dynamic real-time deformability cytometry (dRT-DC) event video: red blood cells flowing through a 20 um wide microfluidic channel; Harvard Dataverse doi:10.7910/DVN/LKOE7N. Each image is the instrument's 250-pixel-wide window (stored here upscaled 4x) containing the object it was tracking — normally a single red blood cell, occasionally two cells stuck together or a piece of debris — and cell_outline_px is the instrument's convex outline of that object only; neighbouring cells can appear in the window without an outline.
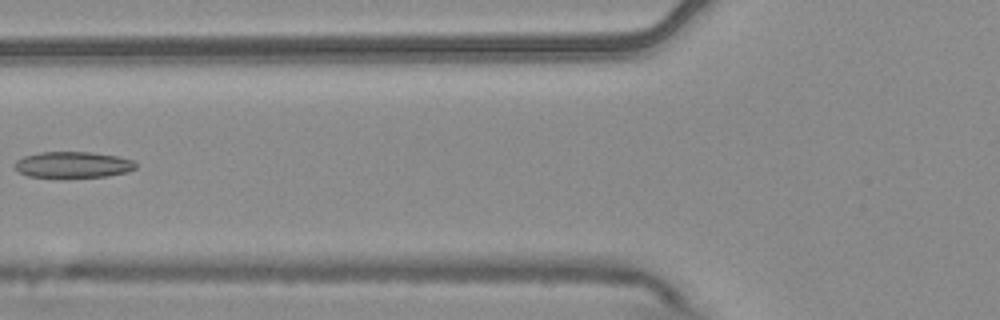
{"species": "common noctule bat (a hibernating species)", "species_latin": "Nyctalus noctula", "temperature_condition": "warm", "stored_images_in_passage": 6, "camera_frame_rate_fps": 3000, "um_per_image_px": 0.085, "animal": {"sex": "male", "body_mass_g": 20.4}, "frame": {"image": 1, "passage_image": 6, "time_ms": 1.667, "image_size_px": [1000, 320], "cell_outline_px": [[136, 168], [128, 172], [108, 176], [64, 180], [28, 176], [20, 172], [16, 168], [16, 160], [24, 156], [40, 152], [92, 152], [116, 156], [132, 160], [136, 164]], "centroid_in_image_um": [6.2, 14.05], "position_along_channel_um": 119.6, "area_um2": 19.13}}